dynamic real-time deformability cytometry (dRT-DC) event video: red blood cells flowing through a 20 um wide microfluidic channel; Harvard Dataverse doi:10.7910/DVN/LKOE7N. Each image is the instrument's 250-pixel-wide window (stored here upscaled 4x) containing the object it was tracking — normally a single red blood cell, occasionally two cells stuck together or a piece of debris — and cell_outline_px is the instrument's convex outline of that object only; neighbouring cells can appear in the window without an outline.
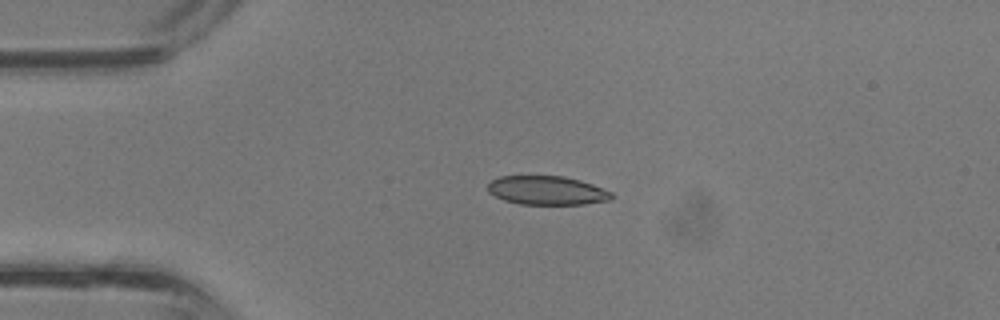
{"species": "common noctule bat (a hibernating species)", "species_latin": "Nyctalus noctula", "temperature_condition": "room temperature", "stored_images_in_passage": 31, "camera_frame_rate_fps": 3000, "um_per_image_px": 0.085, "animal": {"sex": "male", "body_mass_g": 13.3}, "frame": {"image": 1, "passage_image": 2, "time_ms": 0.333, "image_size_px": [1000, 320], "cell_outline_px": [[612, 200], [584, 204], [520, 204], [504, 200], [488, 192], [488, 184], [492, 180], [500, 176], [564, 176], [580, 180], [592, 184], [612, 192]], "centroid_in_image_um": [46.5, 16.18], "position_along_channel_um": 38.5, "area_um2": 20.75}}
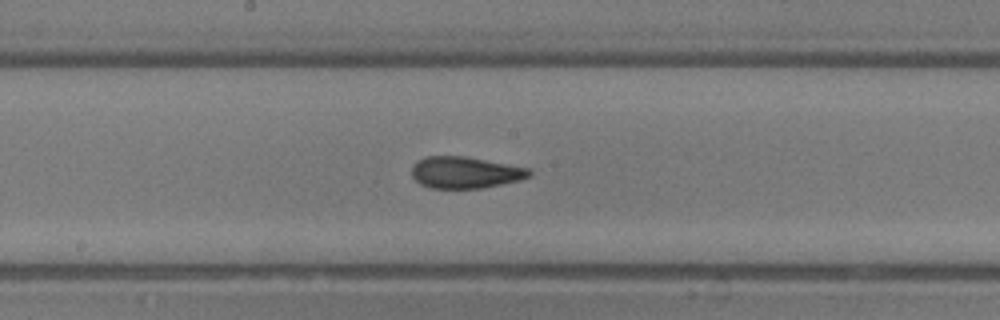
{"frame": {"image": 2, "passage_image": 13, "time_ms": 4.0, "image_size_px": [1000, 320], "cell_outline_px": [[532, 176], [520, 180], [480, 188], [432, 188], [420, 184], [412, 176], [412, 164], [428, 156], [464, 156], [532, 168]], "centroid_in_image_um": [39.58, 14.65], "position_along_channel_um": 208.6, "area_um2": 21.68}}
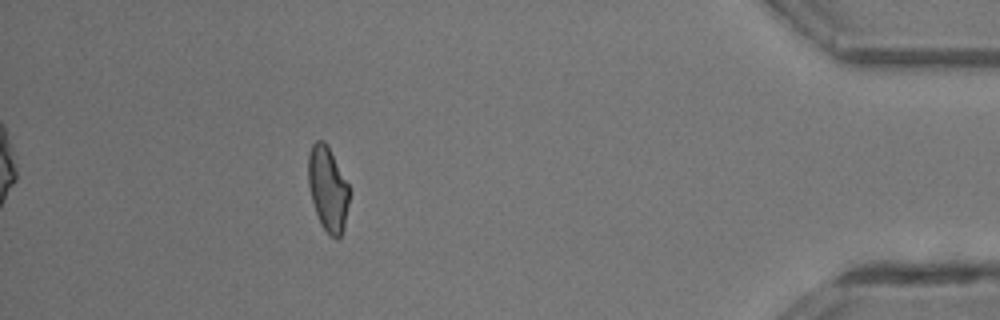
{"frame": {"image": 3, "passage_image": 27, "time_ms": 8.667, "image_size_px": [1000, 320], "cell_outline_px": [[348, 204], [344, 228], [340, 236], [336, 240], [320, 224], [312, 200], [308, 184], [308, 152], [312, 144], [316, 140], [324, 140], [328, 144], [348, 184]], "centroid_in_image_um": [27.85, 16.0], "position_along_channel_um": 407.4, "area_um2": 20.17}}